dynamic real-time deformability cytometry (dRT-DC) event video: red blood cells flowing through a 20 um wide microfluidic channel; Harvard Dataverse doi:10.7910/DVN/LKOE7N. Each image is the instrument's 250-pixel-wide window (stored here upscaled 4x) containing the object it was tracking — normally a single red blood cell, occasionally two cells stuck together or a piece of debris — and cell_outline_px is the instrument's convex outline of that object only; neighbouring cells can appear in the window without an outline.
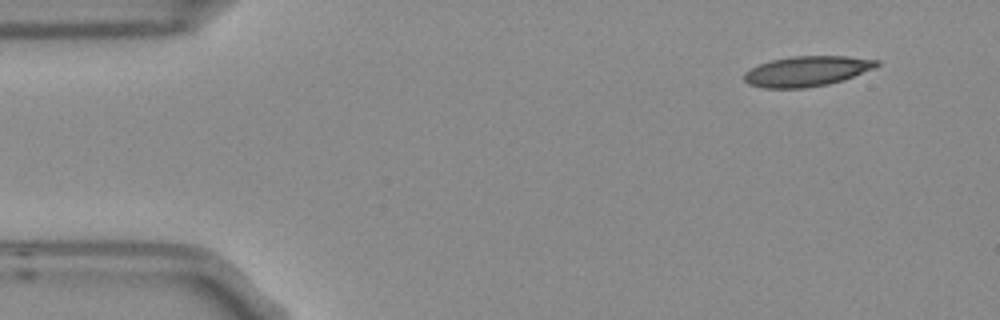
{"species": "Egyptian fruit bat (a non-hibernating species)", "species_latin": "Rousettus aegyptiacus", "temperature_condition": "room temperature", "stored_images_in_passage": 5, "segment_of_instrument_passage": [2, 2], "camera_frame_rate_fps": 3000, "um_per_image_px": 0.085, "frame": {"image": 1, "passage_image": 5, "time_ms": 1.333, "image_size_px": [1000, 320], "cell_outline_px": [[880, 64], [876, 68], [844, 80], [828, 84], [804, 88], [764, 88], [748, 84], [744, 80], [744, 72], [760, 64], [772, 60], [792, 56], [848, 56], [880, 60]], "centroid_in_image_um": [68.63, 6.05], "position_along_channel_um": 16.4, "area_um2": 23.47}}